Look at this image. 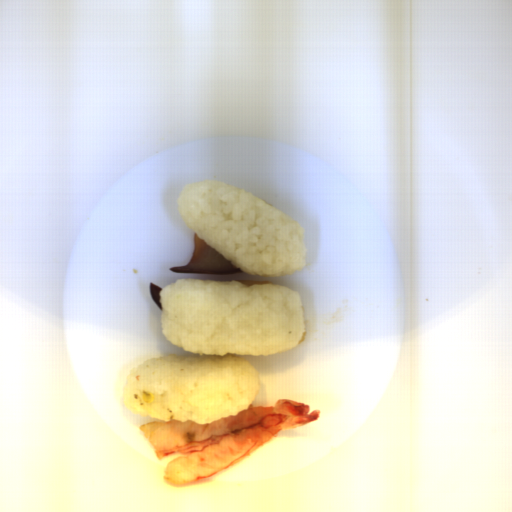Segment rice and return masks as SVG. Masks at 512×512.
<instances>
[{"mask_svg":"<svg viewBox=\"0 0 512 512\" xmlns=\"http://www.w3.org/2000/svg\"><path fill=\"white\" fill-rule=\"evenodd\" d=\"M163 337L174 353L131 369L123 404L136 415L211 424L237 416L261 389L243 356L292 350L306 332L299 291L279 284L177 278L158 293Z\"/></svg>","mask_w":512,"mask_h":512,"instance_id":"rice-1","label":"rice"},{"mask_svg":"<svg viewBox=\"0 0 512 512\" xmlns=\"http://www.w3.org/2000/svg\"><path fill=\"white\" fill-rule=\"evenodd\" d=\"M176 201L184 225L244 273L278 277L306 266L305 227L251 191L207 179L186 183Z\"/></svg>","mask_w":512,"mask_h":512,"instance_id":"rice-2","label":"rice"}]
</instances>
